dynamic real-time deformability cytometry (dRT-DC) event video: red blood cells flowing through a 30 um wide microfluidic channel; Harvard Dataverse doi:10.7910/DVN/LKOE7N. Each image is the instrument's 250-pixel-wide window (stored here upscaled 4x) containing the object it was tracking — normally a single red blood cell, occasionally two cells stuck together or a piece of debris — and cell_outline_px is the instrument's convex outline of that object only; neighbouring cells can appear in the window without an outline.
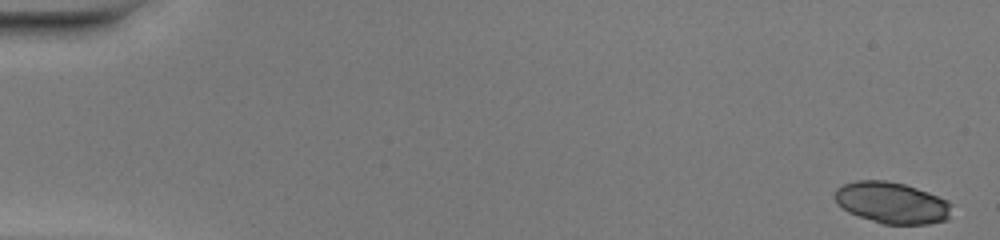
{"species": "common noctule bat (a hibernating species)", "species_latin": "Nyctalus noctula", "temperature_condition": "warm", "stored_images_in_passage": 49, "camera_frame_rate_fps": 3000, "um_per_image_px": 0.085, "animal": {"sex": "female", "body_mass_g": 20.0, "forearm_length_mm": 54.0}, "frame": {"image": 1, "passage_image": 1, "time_ms": 0.0, "image_size_px": [1000, 240], "cell_outline_px": [[952, 204], [948, 220], [928, 224], [884, 224], [848, 212], [836, 204], [832, 196], [836, 188], [844, 184], [856, 180], [884, 180], [904, 184], [928, 192], [948, 200]], "centroid_in_image_um": [75.79, 17.23], "position_along_channel_um": 9.2, "area_um2": 28.38}}
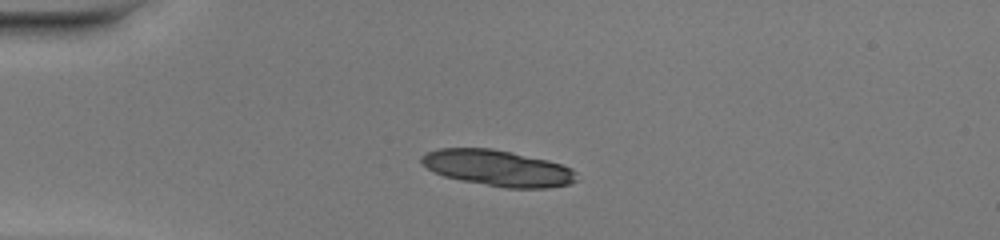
{"frame": {"image": 2, "passage_image": 13, "time_ms": 4.0, "image_size_px": [1000, 240], "cell_outline_px": [[576, 180], [568, 184], [548, 188], [504, 188], [460, 180], [444, 176], [420, 164], [420, 156], [428, 152], [440, 148], [492, 148], [512, 152], [548, 160], [572, 168], [576, 172]], "centroid_in_image_um": [42.3, 14.28], "position_along_channel_um": 42.7, "area_um2": 32.6}}
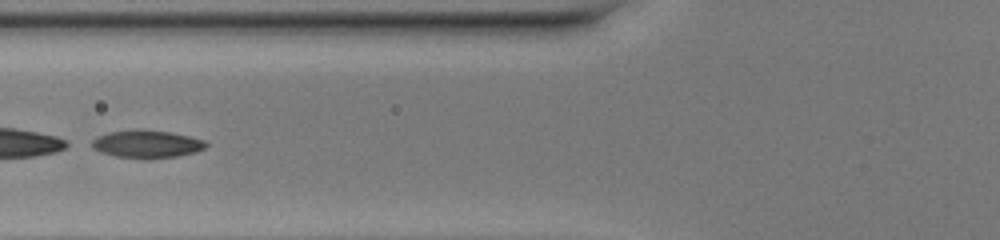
{"frame": {"image": 3, "passage_image": 21, "time_ms": 6.667, "image_size_px": [1000, 240], "cell_outline_px": [[208, 144], [204, 148], [196, 152], [176, 156], [148, 160], [144, 160], [116, 156], [100, 152], [92, 148], [92, 140], [96, 136], [108, 132], [132, 128], [144, 128], [172, 132], [204, 140]], "centroid_in_image_um": [12.44, 12.23], "position_along_channel_um": 113.4, "area_um2": 19.07}, "authors_computed_cell_mechanics": {"area_um2": 28.611, "velocity_mm_per_s": 4.1757, "shape_relaxation_time_tau1_ms": 1.0759, "shape_relaxation_time_tau2_ms": 2.1874, "deformation_change_tau1": 0.3309, "deformation_change_tau2": 0.0669}}